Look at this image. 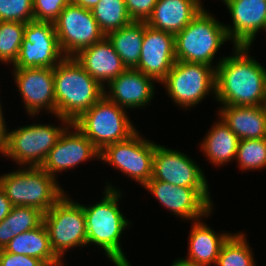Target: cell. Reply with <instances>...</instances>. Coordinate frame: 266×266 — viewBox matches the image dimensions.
<instances>
[{
	"label": "cell",
	"instance_id": "obj_1",
	"mask_svg": "<svg viewBox=\"0 0 266 266\" xmlns=\"http://www.w3.org/2000/svg\"><path fill=\"white\" fill-rule=\"evenodd\" d=\"M216 67L215 100L222 105H266V68L249 54L251 46H234Z\"/></svg>",
	"mask_w": 266,
	"mask_h": 266
},
{
	"label": "cell",
	"instance_id": "obj_17",
	"mask_svg": "<svg viewBox=\"0 0 266 266\" xmlns=\"http://www.w3.org/2000/svg\"><path fill=\"white\" fill-rule=\"evenodd\" d=\"M175 62V35L154 29L145 22L139 63L135 69L161 84Z\"/></svg>",
	"mask_w": 266,
	"mask_h": 266
},
{
	"label": "cell",
	"instance_id": "obj_27",
	"mask_svg": "<svg viewBox=\"0 0 266 266\" xmlns=\"http://www.w3.org/2000/svg\"><path fill=\"white\" fill-rule=\"evenodd\" d=\"M44 212L31 206H13L11 212L0 222V249L16 235L43 224Z\"/></svg>",
	"mask_w": 266,
	"mask_h": 266
},
{
	"label": "cell",
	"instance_id": "obj_10",
	"mask_svg": "<svg viewBox=\"0 0 266 266\" xmlns=\"http://www.w3.org/2000/svg\"><path fill=\"white\" fill-rule=\"evenodd\" d=\"M155 147V142L144 139L137 130L128 139L105 146L99 160L144 186L152 178Z\"/></svg>",
	"mask_w": 266,
	"mask_h": 266
},
{
	"label": "cell",
	"instance_id": "obj_35",
	"mask_svg": "<svg viewBox=\"0 0 266 266\" xmlns=\"http://www.w3.org/2000/svg\"><path fill=\"white\" fill-rule=\"evenodd\" d=\"M0 266H46L41 260L35 257L14 254L0 249Z\"/></svg>",
	"mask_w": 266,
	"mask_h": 266
},
{
	"label": "cell",
	"instance_id": "obj_11",
	"mask_svg": "<svg viewBox=\"0 0 266 266\" xmlns=\"http://www.w3.org/2000/svg\"><path fill=\"white\" fill-rule=\"evenodd\" d=\"M143 188L173 215L184 220H203L209 217L214 209L209 188L175 186L155 179L148 181Z\"/></svg>",
	"mask_w": 266,
	"mask_h": 266
},
{
	"label": "cell",
	"instance_id": "obj_32",
	"mask_svg": "<svg viewBox=\"0 0 266 266\" xmlns=\"http://www.w3.org/2000/svg\"><path fill=\"white\" fill-rule=\"evenodd\" d=\"M33 20V0H0V21L27 23Z\"/></svg>",
	"mask_w": 266,
	"mask_h": 266
},
{
	"label": "cell",
	"instance_id": "obj_3",
	"mask_svg": "<svg viewBox=\"0 0 266 266\" xmlns=\"http://www.w3.org/2000/svg\"><path fill=\"white\" fill-rule=\"evenodd\" d=\"M56 116L74 122L102 96L104 88L74 57H65L53 68Z\"/></svg>",
	"mask_w": 266,
	"mask_h": 266
},
{
	"label": "cell",
	"instance_id": "obj_21",
	"mask_svg": "<svg viewBox=\"0 0 266 266\" xmlns=\"http://www.w3.org/2000/svg\"><path fill=\"white\" fill-rule=\"evenodd\" d=\"M202 4L198 0H157L146 24L176 35L204 8Z\"/></svg>",
	"mask_w": 266,
	"mask_h": 266
},
{
	"label": "cell",
	"instance_id": "obj_24",
	"mask_svg": "<svg viewBox=\"0 0 266 266\" xmlns=\"http://www.w3.org/2000/svg\"><path fill=\"white\" fill-rule=\"evenodd\" d=\"M216 121L203 138L200 150L204 152V156L210 163L221 167V165L235 161L240 139L221 118Z\"/></svg>",
	"mask_w": 266,
	"mask_h": 266
},
{
	"label": "cell",
	"instance_id": "obj_28",
	"mask_svg": "<svg viewBox=\"0 0 266 266\" xmlns=\"http://www.w3.org/2000/svg\"><path fill=\"white\" fill-rule=\"evenodd\" d=\"M91 11L105 35L133 21L128 14L125 0H100Z\"/></svg>",
	"mask_w": 266,
	"mask_h": 266
},
{
	"label": "cell",
	"instance_id": "obj_15",
	"mask_svg": "<svg viewBox=\"0 0 266 266\" xmlns=\"http://www.w3.org/2000/svg\"><path fill=\"white\" fill-rule=\"evenodd\" d=\"M12 76L28 116L36 117L43 109L56 116L53 68L14 69Z\"/></svg>",
	"mask_w": 266,
	"mask_h": 266
},
{
	"label": "cell",
	"instance_id": "obj_31",
	"mask_svg": "<svg viewBox=\"0 0 266 266\" xmlns=\"http://www.w3.org/2000/svg\"><path fill=\"white\" fill-rule=\"evenodd\" d=\"M235 160L243 171L266 169V138L241 139Z\"/></svg>",
	"mask_w": 266,
	"mask_h": 266
},
{
	"label": "cell",
	"instance_id": "obj_26",
	"mask_svg": "<svg viewBox=\"0 0 266 266\" xmlns=\"http://www.w3.org/2000/svg\"><path fill=\"white\" fill-rule=\"evenodd\" d=\"M144 32L145 21H132L106 35L127 69H135L139 63Z\"/></svg>",
	"mask_w": 266,
	"mask_h": 266
},
{
	"label": "cell",
	"instance_id": "obj_12",
	"mask_svg": "<svg viewBox=\"0 0 266 266\" xmlns=\"http://www.w3.org/2000/svg\"><path fill=\"white\" fill-rule=\"evenodd\" d=\"M54 26L65 57L75 56L106 36L99 28L92 11L73 3L64 7Z\"/></svg>",
	"mask_w": 266,
	"mask_h": 266
},
{
	"label": "cell",
	"instance_id": "obj_38",
	"mask_svg": "<svg viewBox=\"0 0 266 266\" xmlns=\"http://www.w3.org/2000/svg\"><path fill=\"white\" fill-rule=\"evenodd\" d=\"M100 0H72V3L85 9L92 10Z\"/></svg>",
	"mask_w": 266,
	"mask_h": 266
},
{
	"label": "cell",
	"instance_id": "obj_16",
	"mask_svg": "<svg viewBox=\"0 0 266 266\" xmlns=\"http://www.w3.org/2000/svg\"><path fill=\"white\" fill-rule=\"evenodd\" d=\"M72 131V132H71ZM100 151L72 123L60 135L57 143L49 151L41 168L57 178L56 173L77 167L83 162L99 159Z\"/></svg>",
	"mask_w": 266,
	"mask_h": 266
},
{
	"label": "cell",
	"instance_id": "obj_2",
	"mask_svg": "<svg viewBox=\"0 0 266 266\" xmlns=\"http://www.w3.org/2000/svg\"><path fill=\"white\" fill-rule=\"evenodd\" d=\"M106 184L102 200L92 205L83 204L87 244L102 248L115 266H131L120 243L124 230L131 224L119 209L123 193L112 183Z\"/></svg>",
	"mask_w": 266,
	"mask_h": 266
},
{
	"label": "cell",
	"instance_id": "obj_33",
	"mask_svg": "<svg viewBox=\"0 0 266 266\" xmlns=\"http://www.w3.org/2000/svg\"><path fill=\"white\" fill-rule=\"evenodd\" d=\"M72 0H33L34 20L54 23Z\"/></svg>",
	"mask_w": 266,
	"mask_h": 266
},
{
	"label": "cell",
	"instance_id": "obj_22",
	"mask_svg": "<svg viewBox=\"0 0 266 266\" xmlns=\"http://www.w3.org/2000/svg\"><path fill=\"white\" fill-rule=\"evenodd\" d=\"M218 117L241 139L266 138V105H221Z\"/></svg>",
	"mask_w": 266,
	"mask_h": 266
},
{
	"label": "cell",
	"instance_id": "obj_20",
	"mask_svg": "<svg viewBox=\"0 0 266 266\" xmlns=\"http://www.w3.org/2000/svg\"><path fill=\"white\" fill-rule=\"evenodd\" d=\"M73 57L103 88L127 69L106 36Z\"/></svg>",
	"mask_w": 266,
	"mask_h": 266
},
{
	"label": "cell",
	"instance_id": "obj_37",
	"mask_svg": "<svg viewBox=\"0 0 266 266\" xmlns=\"http://www.w3.org/2000/svg\"><path fill=\"white\" fill-rule=\"evenodd\" d=\"M3 107L1 106L0 102V153L2 154L3 149L6 143V136H7V126L5 122V118L3 116Z\"/></svg>",
	"mask_w": 266,
	"mask_h": 266
},
{
	"label": "cell",
	"instance_id": "obj_30",
	"mask_svg": "<svg viewBox=\"0 0 266 266\" xmlns=\"http://www.w3.org/2000/svg\"><path fill=\"white\" fill-rule=\"evenodd\" d=\"M25 24L16 21H0V62L14 64L23 42Z\"/></svg>",
	"mask_w": 266,
	"mask_h": 266
},
{
	"label": "cell",
	"instance_id": "obj_29",
	"mask_svg": "<svg viewBox=\"0 0 266 266\" xmlns=\"http://www.w3.org/2000/svg\"><path fill=\"white\" fill-rule=\"evenodd\" d=\"M244 232L231 234L223 243L215 266H256Z\"/></svg>",
	"mask_w": 266,
	"mask_h": 266
},
{
	"label": "cell",
	"instance_id": "obj_13",
	"mask_svg": "<svg viewBox=\"0 0 266 266\" xmlns=\"http://www.w3.org/2000/svg\"><path fill=\"white\" fill-rule=\"evenodd\" d=\"M65 58L55 32L54 23L29 21L13 69L54 68Z\"/></svg>",
	"mask_w": 266,
	"mask_h": 266
},
{
	"label": "cell",
	"instance_id": "obj_40",
	"mask_svg": "<svg viewBox=\"0 0 266 266\" xmlns=\"http://www.w3.org/2000/svg\"><path fill=\"white\" fill-rule=\"evenodd\" d=\"M64 261H60L59 263L57 264H53V265H49V266H64Z\"/></svg>",
	"mask_w": 266,
	"mask_h": 266
},
{
	"label": "cell",
	"instance_id": "obj_19",
	"mask_svg": "<svg viewBox=\"0 0 266 266\" xmlns=\"http://www.w3.org/2000/svg\"><path fill=\"white\" fill-rule=\"evenodd\" d=\"M154 82L141 71L126 69L104 88V95L126 110L145 108L154 98Z\"/></svg>",
	"mask_w": 266,
	"mask_h": 266
},
{
	"label": "cell",
	"instance_id": "obj_39",
	"mask_svg": "<svg viewBox=\"0 0 266 266\" xmlns=\"http://www.w3.org/2000/svg\"><path fill=\"white\" fill-rule=\"evenodd\" d=\"M170 266H203L194 262H190L184 258H178L174 260Z\"/></svg>",
	"mask_w": 266,
	"mask_h": 266
},
{
	"label": "cell",
	"instance_id": "obj_25",
	"mask_svg": "<svg viewBox=\"0 0 266 266\" xmlns=\"http://www.w3.org/2000/svg\"><path fill=\"white\" fill-rule=\"evenodd\" d=\"M4 250L9 253L38 258L46 266L57 264L61 261L51 248L48 232L44 224L14 236Z\"/></svg>",
	"mask_w": 266,
	"mask_h": 266
},
{
	"label": "cell",
	"instance_id": "obj_14",
	"mask_svg": "<svg viewBox=\"0 0 266 266\" xmlns=\"http://www.w3.org/2000/svg\"><path fill=\"white\" fill-rule=\"evenodd\" d=\"M206 178L202 168L189 155L156 144L151 179L175 186L209 188Z\"/></svg>",
	"mask_w": 266,
	"mask_h": 266
},
{
	"label": "cell",
	"instance_id": "obj_34",
	"mask_svg": "<svg viewBox=\"0 0 266 266\" xmlns=\"http://www.w3.org/2000/svg\"><path fill=\"white\" fill-rule=\"evenodd\" d=\"M157 0H125L128 14L133 21H147Z\"/></svg>",
	"mask_w": 266,
	"mask_h": 266
},
{
	"label": "cell",
	"instance_id": "obj_5",
	"mask_svg": "<svg viewBox=\"0 0 266 266\" xmlns=\"http://www.w3.org/2000/svg\"><path fill=\"white\" fill-rule=\"evenodd\" d=\"M19 168L0 175V187L13 206H31L46 213L66 194L41 167Z\"/></svg>",
	"mask_w": 266,
	"mask_h": 266
},
{
	"label": "cell",
	"instance_id": "obj_4",
	"mask_svg": "<svg viewBox=\"0 0 266 266\" xmlns=\"http://www.w3.org/2000/svg\"><path fill=\"white\" fill-rule=\"evenodd\" d=\"M224 25L225 23L219 22L203 8L182 31L175 35L176 60L203 63L216 68L224 57L215 64L213 63L215 54L224 42H231Z\"/></svg>",
	"mask_w": 266,
	"mask_h": 266
},
{
	"label": "cell",
	"instance_id": "obj_7",
	"mask_svg": "<svg viewBox=\"0 0 266 266\" xmlns=\"http://www.w3.org/2000/svg\"><path fill=\"white\" fill-rule=\"evenodd\" d=\"M126 112L104 95L72 123L101 151L109 144L128 139L137 131Z\"/></svg>",
	"mask_w": 266,
	"mask_h": 266
},
{
	"label": "cell",
	"instance_id": "obj_18",
	"mask_svg": "<svg viewBox=\"0 0 266 266\" xmlns=\"http://www.w3.org/2000/svg\"><path fill=\"white\" fill-rule=\"evenodd\" d=\"M232 18L224 25L232 46H251L257 33L266 32V0H222Z\"/></svg>",
	"mask_w": 266,
	"mask_h": 266
},
{
	"label": "cell",
	"instance_id": "obj_23",
	"mask_svg": "<svg viewBox=\"0 0 266 266\" xmlns=\"http://www.w3.org/2000/svg\"><path fill=\"white\" fill-rule=\"evenodd\" d=\"M201 219L193 221L189 234L186 260L203 266H215L223 243L232 234L215 232Z\"/></svg>",
	"mask_w": 266,
	"mask_h": 266
},
{
	"label": "cell",
	"instance_id": "obj_9",
	"mask_svg": "<svg viewBox=\"0 0 266 266\" xmlns=\"http://www.w3.org/2000/svg\"><path fill=\"white\" fill-rule=\"evenodd\" d=\"M216 68L203 63L178 61L167 74L164 85L175 106L190 109L209 95L215 96Z\"/></svg>",
	"mask_w": 266,
	"mask_h": 266
},
{
	"label": "cell",
	"instance_id": "obj_36",
	"mask_svg": "<svg viewBox=\"0 0 266 266\" xmlns=\"http://www.w3.org/2000/svg\"><path fill=\"white\" fill-rule=\"evenodd\" d=\"M13 205L7 198L5 191L0 187V222L11 212Z\"/></svg>",
	"mask_w": 266,
	"mask_h": 266
},
{
	"label": "cell",
	"instance_id": "obj_8",
	"mask_svg": "<svg viewBox=\"0 0 266 266\" xmlns=\"http://www.w3.org/2000/svg\"><path fill=\"white\" fill-rule=\"evenodd\" d=\"M71 199L65 194L43 217L51 248L61 261L67 250L88 246L83 204Z\"/></svg>",
	"mask_w": 266,
	"mask_h": 266
},
{
	"label": "cell",
	"instance_id": "obj_6",
	"mask_svg": "<svg viewBox=\"0 0 266 266\" xmlns=\"http://www.w3.org/2000/svg\"><path fill=\"white\" fill-rule=\"evenodd\" d=\"M56 117L62 122L60 126L35 123L8 129L2 155L14 160L19 167H41L60 135L72 124L66 118Z\"/></svg>",
	"mask_w": 266,
	"mask_h": 266
}]
</instances>
